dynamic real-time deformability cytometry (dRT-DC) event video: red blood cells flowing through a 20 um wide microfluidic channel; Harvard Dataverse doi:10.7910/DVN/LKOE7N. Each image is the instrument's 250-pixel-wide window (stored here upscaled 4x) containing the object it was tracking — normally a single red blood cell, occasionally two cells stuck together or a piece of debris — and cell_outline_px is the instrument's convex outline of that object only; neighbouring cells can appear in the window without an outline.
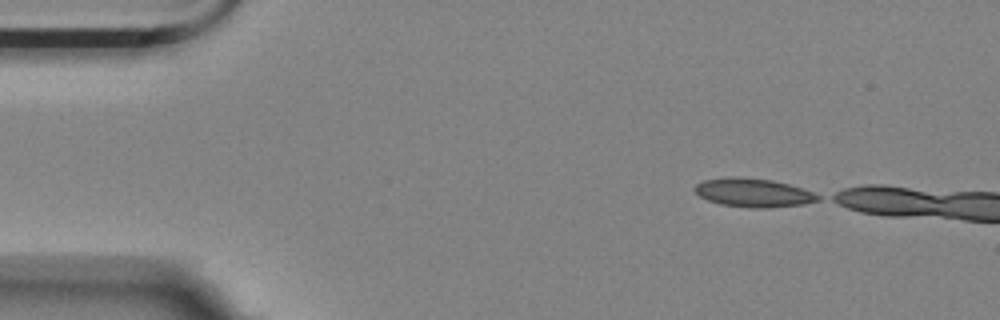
{"species": "Egyptian fruit bat (a non-hibernating species)", "species_latin": "Rousettus aegyptiacus", "temperature_condition": "room temperature", "stored_images_in_passage": 11, "camera_frame_rate_fps": 3000, "um_per_image_px": 0.085, "animal": {"sex": "female"}, "frame": {"image": 1, "passage_image": 1, "time_ms": 0.0, "image_size_px": [1000, 320], "cell_outline_px": [[820, 200], [804, 204], [768, 208], [752, 208], [720, 204], [708, 200], [700, 196], [696, 192], [696, 184], [704, 180], [728, 176], [772, 180], [788, 184], [812, 192], [820, 196]], "centroid_in_image_um": [64.04, 16.38], "position_along_channel_um": 21.0, "area_um2": 20.35}}